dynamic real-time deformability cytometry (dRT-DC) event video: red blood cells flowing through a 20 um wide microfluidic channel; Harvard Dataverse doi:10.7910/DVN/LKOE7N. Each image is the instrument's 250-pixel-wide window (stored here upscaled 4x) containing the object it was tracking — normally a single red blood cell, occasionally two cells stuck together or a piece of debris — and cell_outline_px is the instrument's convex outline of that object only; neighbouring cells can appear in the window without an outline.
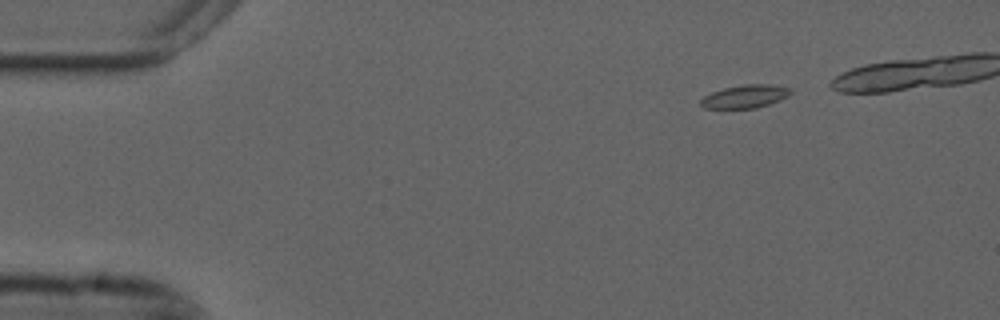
{"species": "common noctule bat (a hibernating species)", "species_latin": "Nyctalus noctula", "temperature_condition": "cold", "stored_images_in_passage": 39, "camera_frame_rate_fps": 3000, "um_per_image_px": 0.085, "animal": {"sex": "male", "forearm_length_mm": 52.5}, "frame": {"image": 1, "passage_image": 1, "time_ms": 0.0, "image_size_px": [1000, 320], "cell_outline_px": [[792, 92], [788, 96], [780, 100], [756, 108], [704, 108], [700, 104], [700, 100], [704, 96], [712, 92], [724, 88], [744, 84], [768, 84], [792, 88]], "centroid_in_image_um": [63.34, 8.19], "position_along_channel_um": 21.7, "area_um2": 12.08}}
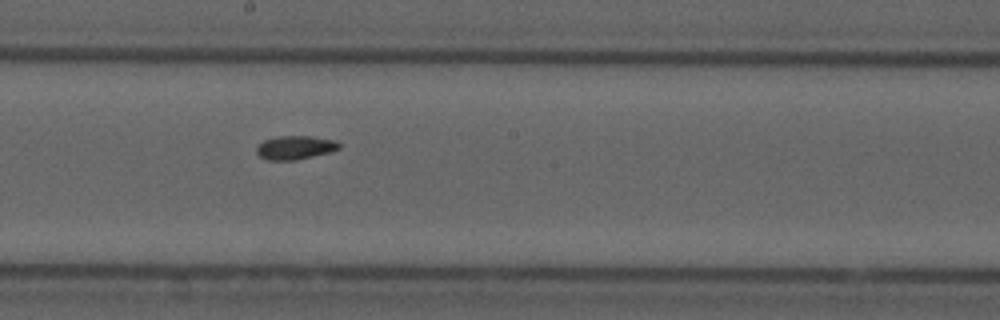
{"frame": {"image": 2, "passage_image": 24, "time_ms": 7.667, "image_size_px": [1000, 320], "cell_outline_px": [[340, 148], [332, 152], [296, 160], [268, 160], [260, 156], [256, 152], [256, 148], [264, 140], [276, 136], [312, 136], [336, 140], [340, 144]], "centroid_in_image_um": [25.12, 12.54], "position_along_channel_um": 223.1, "area_um2": 11.5}}
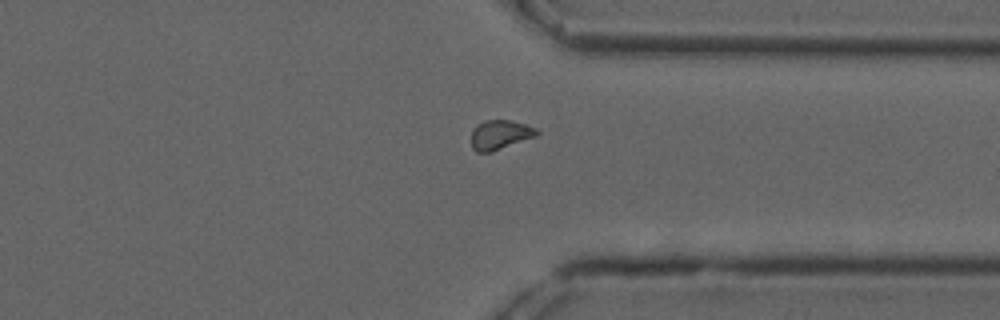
{"frame": {"image": 3, "passage_image": 36, "time_ms": 11.667, "image_size_px": [1000, 320], "cell_outline_px": [[540, 132], [536, 136], [492, 152], [476, 152], [472, 148], [472, 128], [476, 124], [484, 120], [508, 120], [524, 124], [536, 128]], "centroid_in_image_um": [42.48, 11.45], "position_along_channel_um": 368.9, "area_um2": 11.27}}